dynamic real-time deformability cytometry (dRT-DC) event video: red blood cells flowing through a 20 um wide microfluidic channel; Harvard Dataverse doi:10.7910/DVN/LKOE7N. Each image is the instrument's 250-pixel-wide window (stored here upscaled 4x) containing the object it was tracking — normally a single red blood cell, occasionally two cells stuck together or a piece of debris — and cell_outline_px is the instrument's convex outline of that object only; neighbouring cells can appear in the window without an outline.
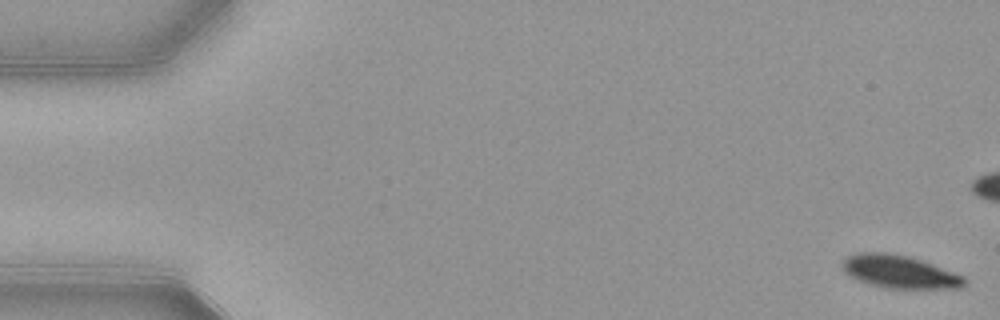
{"species": "common noctule bat (a hibernating species)", "species_latin": "Nyctalus noctula", "temperature_condition": "warm", "stored_images_in_passage": 54, "camera_frame_rate_fps": 3000, "um_per_image_px": 0.085, "animal": {"sex": "female", "body_mass_g": 21.9}, "frame": {"image": 1, "passage_image": 1, "time_ms": 0.0, "image_size_px": [1000, 320], "cell_outline_px": [[964, 284], [960, 288], [888, 288], [872, 284], [860, 280], [844, 272], [840, 268], [840, 264], [844, 256], [856, 252], [888, 252], [908, 256], [932, 264], [964, 276]], "centroid_in_image_um": [76.38, 23.07], "position_along_channel_um": 8.6, "area_um2": 23.29}}
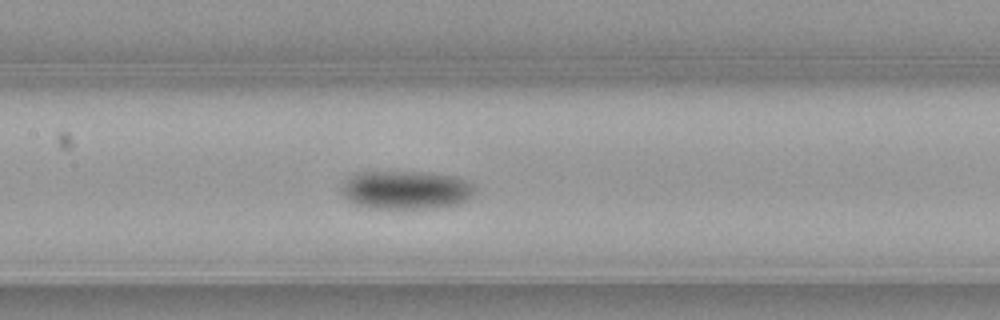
{"frame": {"image": 2, "passage_image": 25, "time_ms": 8.0, "image_size_px": [1000, 320], "cell_outline_px": [[476, 188], [472, 196], [468, 200], [456, 204], [432, 208], [368, 208], [356, 204], [348, 200], [340, 192], [340, 188], [344, 176], [356, 172], [428, 172], [460, 176], [468, 180]], "centroid_in_image_um": [34.48, 16.12], "position_along_channel_um": 172.9, "area_um2": 30.58}}
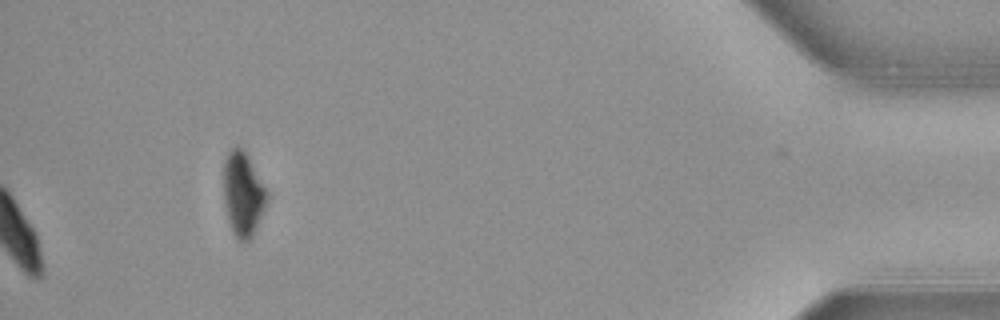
{"frame": {"image": 3, "passage_image": 54, "time_ms": 17.667, "image_size_px": [1000, 320], "cell_outline_px": [[268, 200], [256, 228], [252, 236], [248, 240], [240, 240], [232, 232], [228, 220], [224, 204], [224, 160], [228, 152], [236, 144], [244, 148], [248, 152], [268, 192]], "centroid_in_image_um": [20.67, 16.41], "position_along_channel_um": 414.5, "area_um2": 21.62}, "authors_computed_cell_mechanics": {"area_um2": 26.01, "velocity_mm_per_s": 3.8558, "shape_relaxation_time_tau1_ms": 4.21, "shape_relaxation_time_tau2_ms": null, "deformation_change_tau1": 0.1357, "deformation_change_tau2": null}}